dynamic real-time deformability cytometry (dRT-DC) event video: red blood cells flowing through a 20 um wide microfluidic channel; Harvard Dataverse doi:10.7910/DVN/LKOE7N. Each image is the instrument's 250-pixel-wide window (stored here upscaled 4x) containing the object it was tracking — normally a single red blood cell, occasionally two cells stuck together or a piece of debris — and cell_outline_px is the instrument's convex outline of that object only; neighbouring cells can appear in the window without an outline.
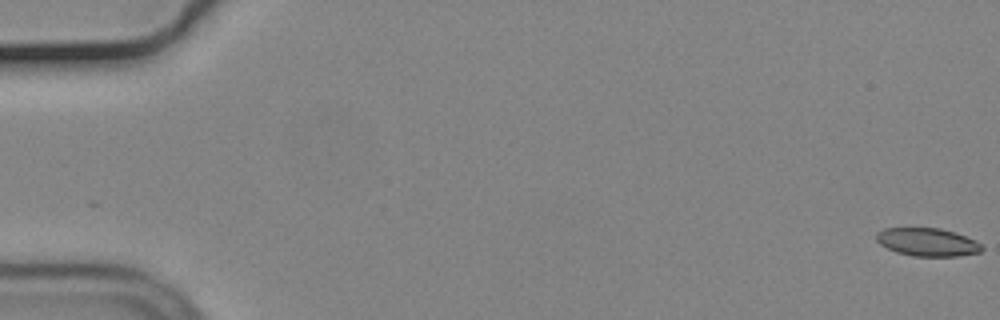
{"species": "common noctule bat (a hibernating species)", "species_latin": "Nyctalus noctula", "temperature_condition": "cold", "stored_images_in_passage": 11, "camera_frame_rate_fps": 3000, "um_per_image_px": 0.085, "animal": {"sex": "male", "body_mass_g": 19.2, "forearm_length_mm": 51.8}, "frame": {"image": 1, "passage_image": 1, "time_ms": 0.0, "image_size_px": [1000, 320], "cell_outline_px": [[984, 248], [980, 252], [960, 256], [912, 256], [896, 252], [880, 244], [876, 240], [876, 232], [884, 228], [940, 228], [956, 232], [976, 240]], "centroid_in_image_um": [78.84, 20.57], "position_along_channel_um": 6.2, "area_um2": 17.4}}